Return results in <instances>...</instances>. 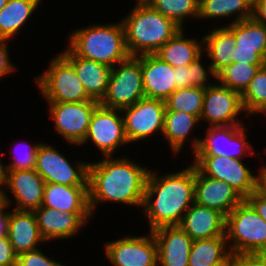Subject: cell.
<instances>
[{
  "instance_id": "6da1fadb",
  "label": "cell",
  "mask_w": 266,
  "mask_h": 266,
  "mask_svg": "<svg viewBox=\"0 0 266 266\" xmlns=\"http://www.w3.org/2000/svg\"><path fill=\"white\" fill-rule=\"evenodd\" d=\"M88 165V194L91 214L100 202H121L142 207L150 170L126 157H105ZM99 202V203H98Z\"/></svg>"
},
{
  "instance_id": "7a4b0ae2",
  "label": "cell",
  "mask_w": 266,
  "mask_h": 266,
  "mask_svg": "<svg viewBox=\"0 0 266 266\" xmlns=\"http://www.w3.org/2000/svg\"><path fill=\"white\" fill-rule=\"evenodd\" d=\"M194 191V164L161 177L150 170L142 204L150 231L164 226H178L194 203Z\"/></svg>"
},
{
  "instance_id": "3957f363",
  "label": "cell",
  "mask_w": 266,
  "mask_h": 266,
  "mask_svg": "<svg viewBox=\"0 0 266 266\" xmlns=\"http://www.w3.org/2000/svg\"><path fill=\"white\" fill-rule=\"evenodd\" d=\"M121 20L130 56L155 54L181 28L151 5H135Z\"/></svg>"
},
{
  "instance_id": "277c9868",
  "label": "cell",
  "mask_w": 266,
  "mask_h": 266,
  "mask_svg": "<svg viewBox=\"0 0 266 266\" xmlns=\"http://www.w3.org/2000/svg\"><path fill=\"white\" fill-rule=\"evenodd\" d=\"M69 40L68 48L76 56L106 64L111 68L130 56L122 22L74 30Z\"/></svg>"
},
{
  "instance_id": "5b68a950",
  "label": "cell",
  "mask_w": 266,
  "mask_h": 266,
  "mask_svg": "<svg viewBox=\"0 0 266 266\" xmlns=\"http://www.w3.org/2000/svg\"><path fill=\"white\" fill-rule=\"evenodd\" d=\"M225 236L234 256L253 259L266 252V222L245 199L226 216Z\"/></svg>"
},
{
  "instance_id": "8992f818",
  "label": "cell",
  "mask_w": 266,
  "mask_h": 266,
  "mask_svg": "<svg viewBox=\"0 0 266 266\" xmlns=\"http://www.w3.org/2000/svg\"><path fill=\"white\" fill-rule=\"evenodd\" d=\"M47 102H83L91 99L79 80L73 64L61 53L50 62L49 69L36 78Z\"/></svg>"
},
{
  "instance_id": "52a82bcc",
  "label": "cell",
  "mask_w": 266,
  "mask_h": 266,
  "mask_svg": "<svg viewBox=\"0 0 266 266\" xmlns=\"http://www.w3.org/2000/svg\"><path fill=\"white\" fill-rule=\"evenodd\" d=\"M112 67L107 93L102 106L123 109L145 97L141 71V55L129 56Z\"/></svg>"
},
{
  "instance_id": "ba28073f",
  "label": "cell",
  "mask_w": 266,
  "mask_h": 266,
  "mask_svg": "<svg viewBox=\"0 0 266 266\" xmlns=\"http://www.w3.org/2000/svg\"><path fill=\"white\" fill-rule=\"evenodd\" d=\"M193 164L205 176L228 183L244 199L258 190L255 176L240 159L217 155H194Z\"/></svg>"
},
{
  "instance_id": "9c48e42d",
  "label": "cell",
  "mask_w": 266,
  "mask_h": 266,
  "mask_svg": "<svg viewBox=\"0 0 266 266\" xmlns=\"http://www.w3.org/2000/svg\"><path fill=\"white\" fill-rule=\"evenodd\" d=\"M76 168L54 147L46 143L40 144L35 171L46 183L66 186H88L89 163L78 162Z\"/></svg>"
},
{
  "instance_id": "30bf717a",
  "label": "cell",
  "mask_w": 266,
  "mask_h": 266,
  "mask_svg": "<svg viewBox=\"0 0 266 266\" xmlns=\"http://www.w3.org/2000/svg\"><path fill=\"white\" fill-rule=\"evenodd\" d=\"M48 103L56 132L63 136L65 141L81 145L88 132L92 114L100 103L96 100Z\"/></svg>"
},
{
  "instance_id": "8fae6325",
  "label": "cell",
  "mask_w": 266,
  "mask_h": 266,
  "mask_svg": "<svg viewBox=\"0 0 266 266\" xmlns=\"http://www.w3.org/2000/svg\"><path fill=\"white\" fill-rule=\"evenodd\" d=\"M165 112V101L146 97L121 109L127 141L145 139L157 131L163 133Z\"/></svg>"
},
{
  "instance_id": "7c38bea8",
  "label": "cell",
  "mask_w": 266,
  "mask_h": 266,
  "mask_svg": "<svg viewBox=\"0 0 266 266\" xmlns=\"http://www.w3.org/2000/svg\"><path fill=\"white\" fill-rule=\"evenodd\" d=\"M244 125L210 126L204 139L192 140L194 155H217L242 159L246 149L253 146L247 142Z\"/></svg>"
},
{
  "instance_id": "4fadbf2b",
  "label": "cell",
  "mask_w": 266,
  "mask_h": 266,
  "mask_svg": "<svg viewBox=\"0 0 266 266\" xmlns=\"http://www.w3.org/2000/svg\"><path fill=\"white\" fill-rule=\"evenodd\" d=\"M120 112V109L99 104L92 114L88 132L81 144L92 140L105 157H111L117 147L128 144Z\"/></svg>"
},
{
  "instance_id": "5bb4252c",
  "label": "cell",
  "mask_w": 266,
  "mask_h": 266,
  "mask_svg": "<svg viewBox=\"0 0 266 266\" xmlns=\"http://www.w3.org/2000/svg\"><path fill=\"white\" fill-rule=\"evenodd\" d=\"M149 233L108 242L106 257L115 266H158L157 242L152 231Z\"/></svg>"
},
{
  "instance_id": "9a60e30c",
  "label": "cell",
  "mask_w": 266,
  "mask_h": 266,
  "mask_svg": "<svg viewBox=\"0 0 266 266\" xmlns=\"http://www.w3.org/2000/svg\"><path fill=\"white\" fill-rule=\"evenodd\" d=\"M227 27L235 37L232 62L266 64V25L251 17Z\"/></svg>"
},
{
  "instance_id": "2e32d148",
  "label": "cell",
  "mask_w": 266,
  "mask_h": 266,
  "mask_svg": "<svg viewBox=\"0 0 266 266\" xmlns=\"http://www.w3.org/2000/svg\"><path fill=\"white\" fill-rule=\"evenodd\" d=\"M245 111L240 93L222 84H213L205 89L201 120H207L210 126L242 125L236 117Z\"/></svg>"
},
{
  "instance_id": "e0dca14e",
  "label": "cell",
  "mask_w": 266,
  "mask_h": 266,
  "mask_svg": "<svg viewBox=\"0 0 266 266\" xmlns=\"http://www.w3.org/2000/svg\"><path fill=\"white\" fill-rule=\"evenodd\" d=\"M244 198L228 183L203 175L195 167L194 202L227 216Z\"/></svg>"
},
{
  "instance_id": "ac0fdd59",
  "label": "cell",
  "mask_w": 266,
  "mask_h": 266,
  "mask_svg": "<svg viewBox=\"0 0 266 266\" xmlns=\"http://www.w3.org/2000/svg\"><path fill=\"white\" fill-rule=\"evenodd\" d=\"M34 213L40 234L46 242L74 236L92 216L91 212H64L45 206H40Z\"/></svg>"
},
{
  "instance_id": "d6986e66",
  "label": "cell",
  "mask_w": 266,
  "mask_h": 266,
  "mask_svg": "<svg viewBox=\"0 0 266 266\" xmlns=\"http://www.w3.org/2000/svg\"><path fill=\"white\" fill-rule=\"evenodd\" d=\"M5 187L15 197L17 203L14 209L34 211L43 201V193L46 182L32 170H5Z\"/></svg>"
},
{
  "instance_id": "ffe728a7",
  "label": "cell",
  "mask_w": 266,
  "mask_h": 266,
  "mask_svg": "<svg viewBox=\"0 0 266 266\" xmlns=\"http://www.w3.org/2000/svg\"><path fill=\"white\" fill-rule=\"evenodd\" d=\"M141 71L146 98L165 101L177 89L174 67L156 54L141 55Z\"/></svg>"
},
{
  "instance_id": "44dd1931",
  "label": "cell",
  "mask_w": 266,
  "mask_h": 266,
  "mask_svg": "<svg viewBox=\"0 0 266 266\" xmlns=\"http://www.w3.org/2000/svg\"><path fill=\"white\" fill-rule=\"evenodd\" d=\"M225 225L223 213L194 202L178 226L194 241L225 236Z\"/></svg>"
},
{
  "instance_id": "7402d4cb",
  "label": "cell",
  "mask_w": 266,
  "mask_h": 266,
  "mask_svg": "<svg viewBox=\"0 0 266 266\" xmlns=\"http://www.w3.org/2000/svg\"><path fill=\"white\" fill-rule=\"evenodd\" d=\"M158 246L160 266H188L193 240L179 226H164L152 231Z\"/></svg>"
},
{
  "instance_id": "603a6c76",
  "label": "cell",
  "mask_w": 266,
  "mask_h": 266,
  "mask_svg": "<svg viewBox=\"0 0 266 266\" xmlns=\"http://www.w3.org/2000/svg\"><path fill=\"white\" fill-rule=\"evenodd\" d=\"M62 54L73 64L87 95L100 103L107 93L112 68L106 64L76 56L69 48Z\"/></svg>"
},
{
  "instance_id": "cb8c5ba5",
  "label": "cell",
  "mask_w": 266,
  "mask_h": 266,
  "mask_svg": "<svg viewBox=\"0 0 266 266\" xmlns=\"http://www.w3.org/2000/svg\"><path fill=\"white\" fill-rule=\"evenodd\" d=\"M7 236L17 256L46 242L40 234L34 211L10 210Z\"/></svg>"
},
{
  "instance_id": "d4e9b609",
  "label": "cell",
  "mask_w": 266,
  "mask_h": 266,
  "mask_svg": "<svg viewBox=\"0 0 266 266\" xmlns=\"http://www.w3.org/2000/svg\"><path fill=\"white\" fill-rule=\"evenodd\" d=\"M41 206L64 212H91L88 186L46 183Z\"/></svg>"
},
{
  "instance_id": "484cf974",
  "label": "cell",
  "mask_w": 266,
  "mask_h": 266,
  "mask_svg": "<svg viewBox=\"0 0 266 266\" xmlns=\"http://www.w3.org/2000/svg\"><path fill=\"white\" fill-rule=\"evenodd\" d=\"M183 28L180 29L170 40L161 46L155 53L172 67L190 65L193 60L202 54L203 39L201 42L196 39L185 38Z\"/></svg>"
},
{
  "instance_id": "4316f807",
  "label": "cell",
  "mask_w": 266,
  "mask_h": 266,
  "mask_svg": "<svg viewBox=\"0 0 266 266\" xmlns=\"http://www.w3.org/2000/svg\"><path fill=\"white\" fill-rule=\"evenodd\" d=\"M203 37V46L210 58L214 73L217 75L222 69L232 63V51L235 47L234 33L227 27H216Z\"/></svg>"
},
{
  "instance_id": "83f0119b",
  "label": "cell",
  "mask_w": 266,
  "mask_h": 266,
  "mask_svg": "<svg viewBox=\"0 0 266 266\" xmlns=\"http://www.w3.org/2000/svg\"><path fill=\"white\" fill-rule=\"evenodd\" d=\"M226 236L194 240L188 266H218L232 254L229 251Z\"/></svg>"
},
{
  "instance_id": "f1b7e54d",
  "label": "cell",
  "mask_w": 266,
  "mask_h": 266,
  "mask_svg": "<svg viewBox=\"0 0 266 266\" xmlns=\"http://www.w3.org/2000/svg\"><path fill=\"white\" fill-rule=\"evenodd\" d=\"M41 0H9L0 10V39L10 38L19 32L32 16Z\"/></svg>"
},
{
  "instance_id": "f546056e",
  "label": "cell",
  "mask_w": 266,
  "mask_h": 266,
  "mask_svg": "<svg viewBox=\"0 0 266 266\" xmlns=\"http://www.w3.org/2000/svg\"><path fill=\"white\" fill-rule=\"evenodd\" d=\"M236 14L232 23L253 16V0H199L198 19L225 18Z\"/></svg>"
},
{
  "instance_id": "4dcf8cb0",
  "label": "cell",
  "mask_w": 266,
  "mask_h": 266,
  "mask_svg": "<svg viewBox=\"0 0 266 266\" xmlns=\"http://www.w3.org/2000/svg\"><path fill=\"white\" fill-rule=\"evenodd\" d=\"M200 119L185 112L166 111L162 135L169 142L174 154L183 148L187 136Z\"/></svg>"
},
{
  "instance_id": "1f68e13d",
  "label": "cell",
  "mask_w": 266,
  "mask_h": 266,
  "mask_svg": "<svg viewBox=\"0 0 266 266\" xmlns=\"http://www.w3.org/2000/svg\"><path fill=\"white\" fill-rule=\"evenodd\" d=\"M265 65L232 62L216 75V79L220 84L242 95L259 68Z\"/></svg>"
},
{
  "instance_id": "d6a6232c",
  "label": "cell",
  "mask_w": 266,
  "mask_h": 266,
  "mask_svg": "<svg viewBox=\"0 0 266 266\" xmlns=\"http://www.w3.org/2000/svg\"><path fill=\"white\" fill-rule=\"evenodd\" d=\"M205 89L189 87L176 89L166 100V111H179L195 115L200 119Z\"/></svg>"
},
{
  "instance_id": "836d02e7",
  "label": "cell",
  "mask_w": 266,
  "mask_h": 266,
  "mask_svg": "<svg viewBox=\"0 0 266 266\" xmlns=\"http://www.w3.org/2000/svg\"><path fill=\"white\" fill-rule=\"evenodd\" d=\"M202 54L198 56L190 65L178 66L174 68L175 72V85L176 88H189V87H201L208 88L211 86L210 83L207 84L208 76L211 75L216 79V74L214 73L212 67L206 68L201 64ZM209 74V75H208Z\"/></svg>"
},
{
  "instance_id": "e575fe53",
  "label": "cell",
  "mask_w": 266,
  "mask_h": 266,
  "mask_svg": "<svg viewBox=\"0 0 266 266\" xmlns=\"http://www.w3.org/2000/svg\"><path fill=\"white\" fill-rule=\"evenodd\" d=\"M241 96L246 114L266 113V65L259 68Z\"/></svg>"
},
{
  "instance_id": "d590c367",
  "label": "cell",
  "mask_w": 266,
  "mask_h": 266,
  "mask_svg": "<svg viewBox=\"0 0 266 266\" xmlns=\"http://www.w3.org/2000/svg\"><path fill=\"white\" fill-rule=\"evenodd\" d=\"M149 5L181 29L186 18H198L199 0H152Z\"/></svg>"
},
{
  "instance_id": "8d00e7d4",
  "label": "cell",
  "mask_w": 266,
  "mask_h": 266,
  "mask_svg": "<svg viewBox=\"0 0 266 266\" xmlns=\"http://www.w3.org/2000/svg\"><path fill=\"white\" fill-rule=\"evenodd\" d=\"M40 144L41 143H37L33 146L30 145L28 147V149L24 150L25 152H24V154H21L22 157H20V158L18 157V155L16 153H14L13 162H11L9 165L4 166L5 170H25V169L26 170H32V169H35L36 155H37V151H38ZM14 150H12V151L15 152Z\"/></svg>"
},
{
  "instance_id": "74e56055",
  "label": "cell",
  "mask_w": 266,
  "mask_h": 266,
  "mask_svg": "<svg viewBox=\"0 0 266 266\" xmlns=\"http://www.w3.org/2000/svg\"><path fill=\"white\" fill-rule=\"evenodd\" d=\"M52 258L47 257L40 249L31 250L17 256V266H62Z\"/></svg>"
},
{
  "instance_id": "f35d334b",
  "label": "cell",
  "mask_w": 266,
  "mask_h": 266,
  "mask_svg": "<svg viewBox=\"0 0 266 266\" xmlns=\"http://www.w3.org/2000/svg\"><path fill=\"white\" fill-rule=\"evenodd\" d=\"M0 266H17V255L8 236L0 237Z\"/></svg>"
},
{
  "instance_id": "ab89813d",
  "label": "cell",
  "mask_w": 266,
  "mask_h": 266,
  "mask_svg": "<svg viewBox=\"0 0 266 266\" xmlns=\"http://www.w3.org/2000/svg\"><path fill=\"white\" fill-rule=\"evenodd\" d=\"M7 45L6 39H0V78L16 70L9 60Z\"/></svg>"
},
{
  "instance_id": "60d3db41",
  "label": "cell",
  "mask_w": 266,
  "mask_h": 266,
  "mask_svg": "<svg viewBox=\"0 0 266 266\" xmlns=\"http://www.w3.org/2000/svg\"><path fill=\"white\" fill-rule=\"evenodd\" d=\"M257 212V214L266 222V197L258 190L251 193L245 199Z\"/></svg>"
},
{
  "instance_id": "b9f144b4",
  "label": "cell",
  "mask_w": 266,
  "mask_h": 266,
  "mask_svg": "<svg viewBox=\"0 0 266 266\" xmlns=\"http://www.w3.org/2000/svg\"><path fill=\"white\" fill-rule=\"evenodd\" d=\"M10 200L6 195V191L2 193V202L0 203V237L8 235L9 227V211L5 209L9 207Z\"/></svg>"
},
{
  "instance_id": "7bdbcfd3",
  "label": "cell",
  "mask_w": 266,
  "mask_h": 266,
  "mask_svg": "<svg viewBox=\"0 0 266 266\" xmlns=\"http://www.w3.org/2000/svg\"><path fill=\"white\" fill-rule=\"evenodd\" d=\"M257 22L266 25V0H253V16Z\"/></svg>"
},
{
  "instance_id": "ee69618b",
  "label": "cell",
  "mask_w": 266,
  "mask_h": 266,
  "mask_svg": "<svg viewBox=\"0 0 266 266\" xmlns=\"http://www.w3.org/2000/svg\"><path fill=\"white\" fill-rule=\"evenodd\" d=\"M258 191L266 197V166L258 173Z\"/></svg>"
},
{
  "instance_id": "f6af8a7d",
  "label": "cell",
  "mask_w": 266,
  "mask_h": 266,
  "mask_svg": "<svg viewBox=\"0 0 266 266\" xmlns=\"http://www.w3.org/2000/svg\"><path fill=\"white\" fill-rule=\"evenodd\" d=\"M242 258L231 255L225 262L218 266H239Z\"/></svg>"
},
{
  "instance_id": "bcb514c9",
  "label": "cell",
  "mask_w": 266,
  "mask_h": 266,
  "mask_svg": "<svg viewBox=\"0 0 266 266\" xmlns=\"http://www.w3.org/2000/svg\"><path fill=\"white\" fill-rule=\"evenodd\" d=\"M253 260L259 265V266H266V252H262L255 256Z\"/></svg>"
},
{
  "instance_id": "7dc6e473",
  "label": "cell",
  "mask_w": 266,
  "mask_h": 266,
  "mask_svg": "<svg viewBox=\"0 0 266 266\" xmlns=\"http://www.w3.org/2000/svg\"><path fill=\"white\" fill-rule=\"evenodd\" d=\"M1 155V154H0ZM5 176H6V172H5V167L2 165L1 160H0V192L3 193V185H5Z\"/></svg>"
},
{
  "instance_id": "c3c4849f",
  "label": "cell",
  "mask_w": 266,
  "mask_h": 266,
  "mask_svg": "<svg viewBox=\"0 0 266 266\" xmlns=\"http://www.w3.org/2000/svg\"><path fill=\"white\" fill-rule=\"evenodd\" d=\"M239 266H259L253 259H242Z\"/></svg>"
},
{
  "instance_id": "681fc988",
  "label": "cell",
  "mask_w": 266,
  "mask_h": 266,
  "mask_svg": "<svg viewBox=\"0 0 266 266\" xmlns=\"http://www.w3.org/2000/svg\"><path fill=\"white\" fill-rule=\"evenodd\" d=\"M152 0H137L136 5H145V4H150Z\"/></svg>"
},
{
  "instance_id": "f907efd6",
  "label": "cell",
  "mask_w": 266,
  "mask_h": 266,
  "mask_svg": "<svg viewBox=\"0 0 266 266\" xmlns=\"http://www.w3.org/2000/svg\"><path fill=\"white\" fill-rule=\"evenodd\" d=\"M9 0H0V10L5 7Z\"/></svg>"
},
{
  "instance_id": "816d5d0a",
  "label": "cell",
  "mask_w": 266,
  "mask_h": 266,
  "mask_svg": "<svg viewBox=\"0 0 266 266\" xmlns=\"http://www.w3.org/2000/svg\"><path fill=\"white\" fill-rule=\"evenodd\" d=\"M2 202V193L0 192V203Z\"/></svg>"
}]
</instances>
